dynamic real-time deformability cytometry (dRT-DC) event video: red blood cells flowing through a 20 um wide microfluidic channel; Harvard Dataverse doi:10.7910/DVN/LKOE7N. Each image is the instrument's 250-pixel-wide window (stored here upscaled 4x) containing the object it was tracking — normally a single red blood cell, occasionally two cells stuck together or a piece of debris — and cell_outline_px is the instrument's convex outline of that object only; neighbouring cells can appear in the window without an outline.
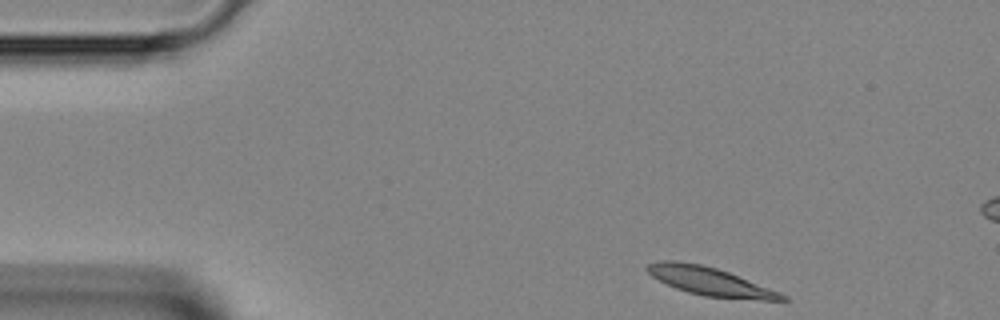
{"species": "Egyptian fruit bat (a non-hibernating species)", "species_latin": "Rousettus aegyptiacus", "temperature_condition": "room temperature", "stored_images_in_passage": 8, "camera_frame_rate_fps": 3000, "um_per_image_px": 0.085, "animal": {"sex": "female"}, "frame": {"image": 1, "passage_image": 1, "time_ms": 0.0, "image_size_px": [1000, 320], "cell_outline_px": [[788, 300], [764, 300], [704, 296], [688, 292], [676, 288], [652, 276], [644, 268], [648, 264], [660, 260], [676, 260], [700, 264], [716, 268], [728, 272], [780, 292], [788, 296]], "centroid_in_image_um": [60.34, 23.91], "position_along_channel_um": 24.7, "area_um2": 21.96}}